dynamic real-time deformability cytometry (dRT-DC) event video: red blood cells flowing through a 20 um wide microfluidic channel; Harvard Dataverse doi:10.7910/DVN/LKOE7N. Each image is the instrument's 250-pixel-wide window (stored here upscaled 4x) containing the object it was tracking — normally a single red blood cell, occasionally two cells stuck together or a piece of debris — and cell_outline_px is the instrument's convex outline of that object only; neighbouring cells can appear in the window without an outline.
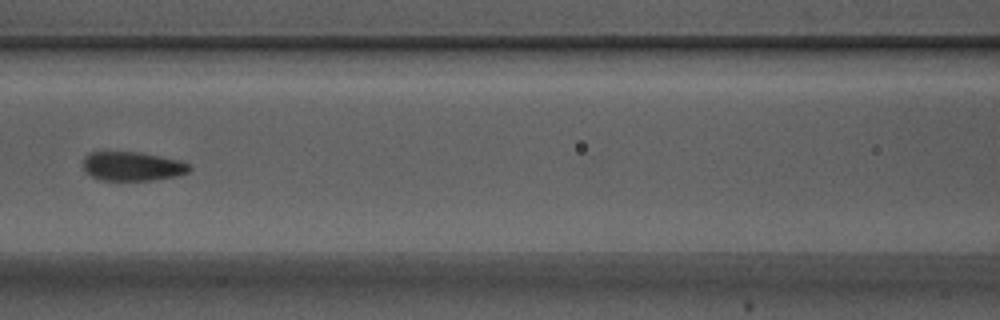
{"species": "Egyptian fruit bat (a non-hibernating species)", "species_latin": "Rousettus aegyptiacus", "temperature_condition": "warm", "stored_images_in_passage": 6, "camera_frame_rate_fps": 3000, "um_per_image_px": 0.085, "animal": {"sex": "male"}, "frame": {"image": 1, "passage_image": 6, "time_ms": 1.667, "image_size_px": [1000, 320], "cell_outline_px": [[192, 168], [188, 172], [176, 176], [152, 180], [100, 180], [84, 172], [84, 156], [88, 152], [140, 152], [180, 160], [188, 164]], "centroid_in_image_um": [11.24, 14.13], "position_along_channel_um": 155.4, "area_um2": 18.03}}